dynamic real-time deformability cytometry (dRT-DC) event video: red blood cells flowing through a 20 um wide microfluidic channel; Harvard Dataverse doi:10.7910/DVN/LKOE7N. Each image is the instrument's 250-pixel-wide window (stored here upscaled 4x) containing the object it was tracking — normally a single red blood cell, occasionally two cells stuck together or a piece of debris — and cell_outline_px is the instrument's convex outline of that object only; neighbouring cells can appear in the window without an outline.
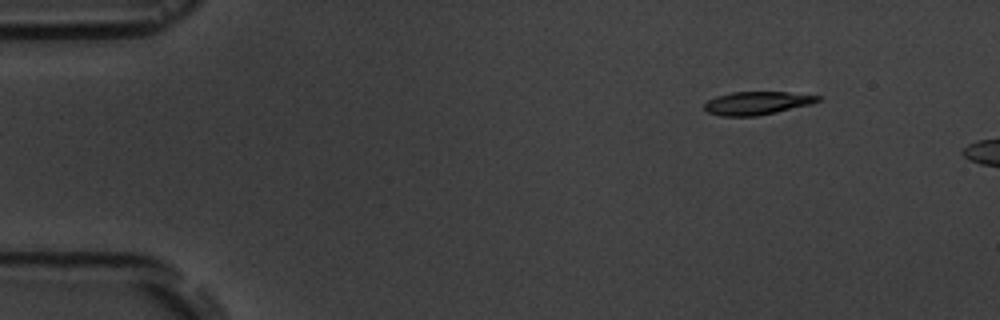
{"species": "common noctule bat (a hibernating species)", "species_latin": "Nyctalus noctula", "temperature_condition": "room temperature", "stored_images_in_passage": 2, "camera_frame_rate_fps": 3000, "um_per_image_px": 0.085, "animal": {"sex": "male", "body_mass_g": 19.5, "forearm_length_mm": 54.6}, "frame": {"image": 1, "passage_image": 2, "time_ms": 2.0, "image_size_px": [1000, 320], "cell_outline_px": [[824, 96], [820, 100], [812, 104], [776, 112], [756, 116], [720, 116], [708, 112], [704, 108], [704, 104], [708, 100], [716, 96], [732, 92], [788, 92]], "centroid_in_image_um": [64.37, 8.76], "position_along_channel_um": 20.6, "area_um2": 15.37}}